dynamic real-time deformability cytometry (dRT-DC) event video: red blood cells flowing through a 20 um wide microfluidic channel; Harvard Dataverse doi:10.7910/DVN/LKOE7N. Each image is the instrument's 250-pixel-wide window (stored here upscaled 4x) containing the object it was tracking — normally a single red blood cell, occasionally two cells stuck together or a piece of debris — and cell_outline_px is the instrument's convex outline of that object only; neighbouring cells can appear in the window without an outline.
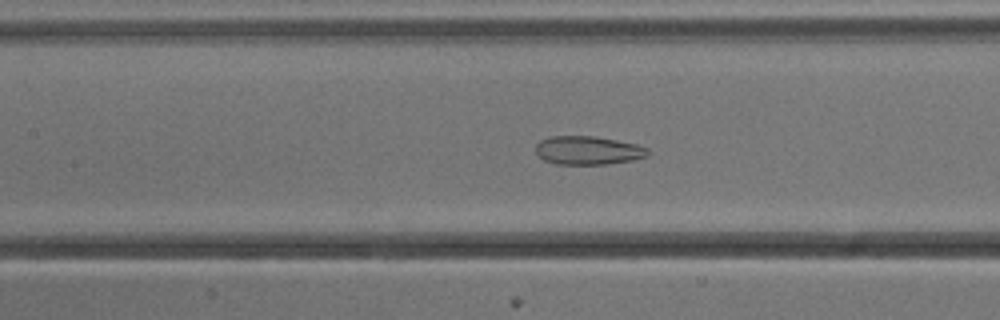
{"species": "common noctule bat (a hibernating species)", "species_latin": "Nyctalus noctula", "temperature_condition": "cold", "stored_images_in_passage": 54, "camera_frame_rate_fps": 3000, "um_per_image_px": 0.085, "animal": {"sex": "male", "body_mass_g": 13.3}, "frame": {"image": 1, "passage_image": 24, "time_ms": 7.667, "image_size_px": [1000, 320], "cell_outline_px": [[652, 152], [648, 156], [632, 160], [608, 164], [556, 164], [544, 160], [536, 152], [536, 144], [540, 140], [548, 136], [596, 136], [636, 144], [648, 148]], "centroid_in_image_um": [50.0, 12.78], "position_along_channel_um": 157.4, "area_um2": 18.79}}
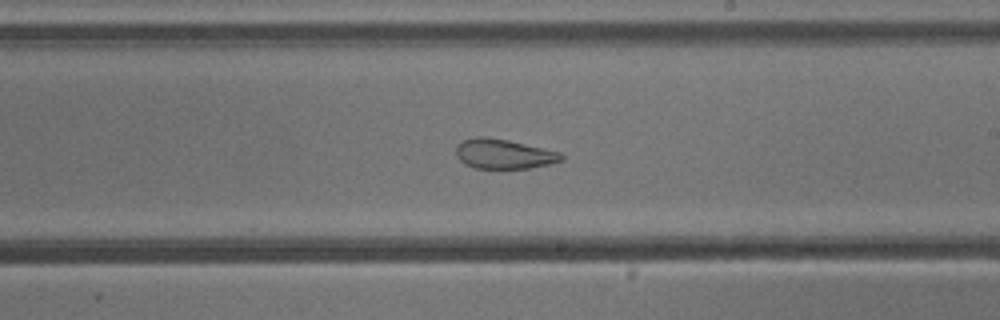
{"frame": {"image": 2, "passage_image": 31, "time_ms": 10.0, "image_size_px": [1000, 320], "cell_outline_px": [[564, 160], [552, 164], [528, 168], [476, 168], [464, 164], [456, 156], [456, 144], [464, 140], [476, 136], [484, 136], [508, 140], [560, 152], [564, 156]], "centroid_in_image_um": [42.82, 13.08], "position_along_channel_um": 246.2, "area_um2": 18.32}, "authors_computed_cell_mechanics": {"area_um2": 27.0215, "velocity_mm_per_s": 3.823, "shape_relaxation_time_tau1_ms": null, "shape_relaxation_time_tau2_ms": 1.9085, "deformation_change_tau1": null, "deformation_change_tau2": 0.0888}}